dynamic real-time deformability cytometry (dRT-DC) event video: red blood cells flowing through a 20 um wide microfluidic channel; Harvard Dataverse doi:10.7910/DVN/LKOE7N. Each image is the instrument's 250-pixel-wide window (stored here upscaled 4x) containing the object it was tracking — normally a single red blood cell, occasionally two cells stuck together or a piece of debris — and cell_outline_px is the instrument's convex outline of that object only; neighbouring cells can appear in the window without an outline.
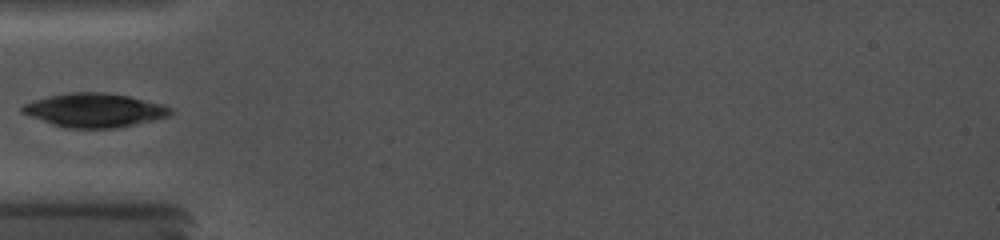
{"species": "common noctule bat (a hibernating species)", "species_latin": "Nyctalus noctula", "temperature_condition": "cold", "stored_images_in_passage": 2, "camera_frame_rate_fps": 5000, "um_per_image_px": 0.085, "animal": {"sex": "female", "body_mass_g": 19.0, "forearm_length_mm": 56.7}, "frame": {"image": 1, "passage_image": 1, "time_ms": 0.0, "image_size_px": [1000, 240], "cell_outline_px": [[176, 112], [172, 116], [136, 124], [116, 128], [64, 128], [28, 116], [20, 112], [20, 108], [24, 104], [56, 96], [124, 96], [164, 104], [176, 108]], "centroid_in_image_um": [8.16, 9.47], "position_along_channel_um": 76.8, "area_um2": 27.69}}